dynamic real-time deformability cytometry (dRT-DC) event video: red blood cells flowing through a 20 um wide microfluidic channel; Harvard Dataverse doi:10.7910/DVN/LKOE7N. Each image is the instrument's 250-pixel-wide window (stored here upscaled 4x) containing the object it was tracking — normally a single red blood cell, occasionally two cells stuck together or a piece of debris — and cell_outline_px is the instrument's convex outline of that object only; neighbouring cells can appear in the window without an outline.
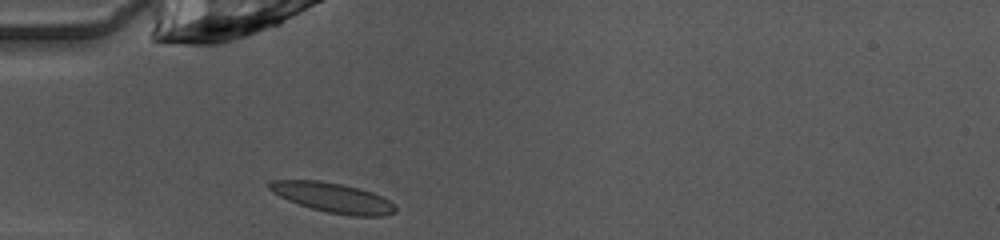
{"species": "common noctule bat (a hibernating species)", "species_latin": "Nyctalus noctula", "temperature_condition": "warm", "stored_images_in_passage": 35, "camera_frame_rate_fps": 3000, "um_per_image_px": 0.085, "animal": {"sex": "female", "body_mass_g": 10.0, "forearm_length_mm": 53.1}, "frame": {"image": 1, "passage_image": 1, "time_ms": 0.0, "image_size_px": [1000, 240], "cell_outline_px": [[396, 212], [384, 216], [352, 216], [328, 212], [312, 208], [288, 200], [272, 192], [268, 188], [268, 184], [272, 180], [320, 180], [344, 184], [360, 188], [372, 192], [388, 200], [396, 208]], "centroid_in_image_um": [28.29, 16.79], "position_along_channel_um": 56.7, "area_um2": 21.73}}
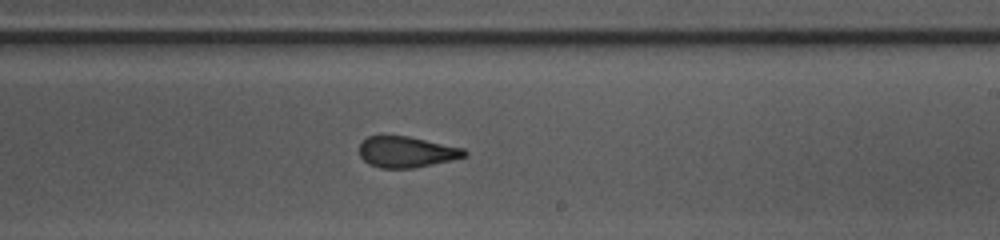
{"frame": {"image": 2, "passage_image": 16, "time_ms": 5.0, "image_size_px": [1000, 240], "cell_outline_px": [[468, 156], [452, 160], [412, 168], [380, 168], [368, 164], [360, 156], [360, 144], [368, 136], [408, 136], [464, 148], [468, 152]], "centroid_in_image_um": [34.58, 12.92], "position_along_channel_um": 254.4, "area_um2": 18.96}}
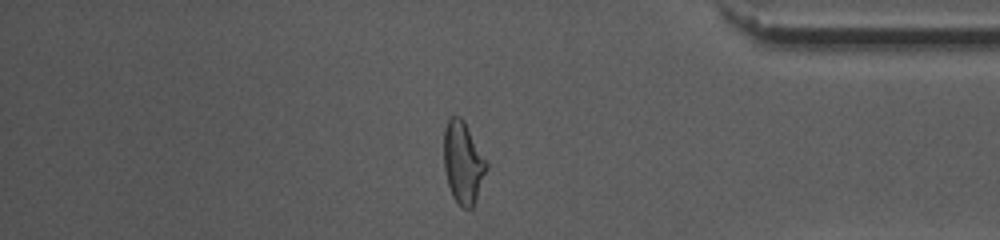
{"frame": {"image": 3, "passage_image": 28, "time_ms": 9.0, "image_size_px": [1000, 240], "cell_outline_px": [[488, 168], [472, 208], [460, 208], [452, 196], [448, 184], [444, 168], [444, 128], [448, 120], [452, 116], [460, 116], [464, 120], [488, 164]], "centroid_in_image_um": [39.35, 13.82], "position_along_channel_um": 395.8, "area_um2": 20.29}, "authors_computed_cell_mechanics": {"area_um2": 20.1144, "velocity_mm_per_s": 4.0617, "shape_relaxation_time_tau1_ms": null, "shape_relaxation_time_tau2_ms": 1.5249, "deformation_change_tau1": null, "deformation_change_tau2": 0.0875}}